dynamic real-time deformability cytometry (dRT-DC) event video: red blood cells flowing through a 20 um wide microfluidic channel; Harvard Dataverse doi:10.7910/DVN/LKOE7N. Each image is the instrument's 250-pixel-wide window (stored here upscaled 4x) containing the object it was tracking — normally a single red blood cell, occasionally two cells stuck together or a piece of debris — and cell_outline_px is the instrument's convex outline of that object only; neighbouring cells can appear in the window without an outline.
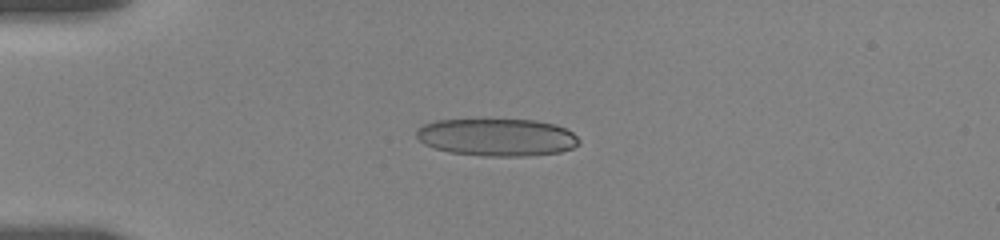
{"species": "human", "species_latin": "Homo sapiens", "temperature_condition": "room temperature", "stored_images_in_passage": 8, "camera_frame_rate_fps": 3000, "um_per_image_px": 0.085, "donor": {"sex": "female"}, "frame": {"image": 1, "passage_image": 5, "time_ms": 3.333, "image_size_px": [1000, 240], "cell_outline_px": [[580, 144], [572, 148], [560, 152], [524, 156], [484, 156], [448, 152], [432, 148], [424, 144], [416, 136], [416, 132], [424, 124], [436, 120], [536, 120], [556, 124], [572, 132], [580, 140]], "centroid_in_image_um": [42.25, 11.67], "position_along_channel_um": 42.8, "area_um2": 35.55}}
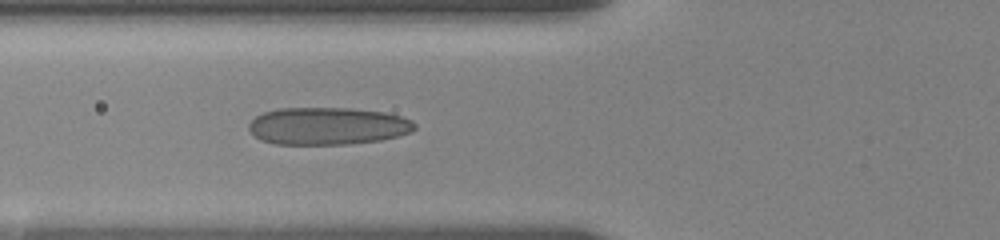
{"frame": {"image": 2, "passage_image": 8, "time_ms": 5.667, "image_size_px": [1000, 240], "cell_outline_px": [[416, 128], [412, 132], [380, 140], [348, 144], [276, 144], [260, 140], [248, 128], [248, 124], [256, 116], [264, 112], [280, 108], [352, 108], [388, 112], [412, 120], [416, 124]], "centroid_in_image_um": [27.87, 10.7], "position_along_channel_um": 97.9, "area_um2": 36.3}}